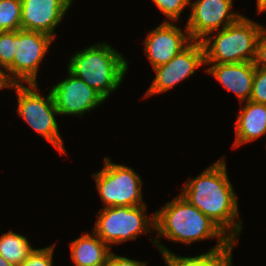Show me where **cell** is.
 <instances>
[{"label": "cell", "instance_id": "cell-1", "mask_svg": "<svg viewBox=\"0 0 266 266\" xmlns=\"http://www.w3.org/2000/svg\"><path fill=\"white\" fill-rule=\"evenodd\" d=\"M225 160V156L220 157L195 178H188L179 194L215 222L231 240L239 242L243 221Z\"/></svg>", "mask_w": 266, "mask_h": 266}, {"label": "cell", "instance_id": "cell-2", "mask_svg": "<svg viewBox=\"0 0 266 266\" xmlns=\"http://www.w3.org/2000/svg\"><path fill=\"white\" fill-rule=\"evenodd\" d=\"M154 213L157 236L150 239L160 253L171 251L160 243V237L188 246L212 238H217V247H235L238 243L180 194Z\"/></svg>", "mask_w": 266, "mask_h": 266}, {"label": "cell", "instance_id": "cell-3", "mask_svg": "<svg viewBox=\"0 0 266 266\" xmlns=\"http://www.w3.org/2000/svg\"><path fill=\"white\" fill-rule=\"evenodd\" d=\"M125 58L109 43L99 42L76 51L69 58L67 70L108 100L127 74L129 62Z\"/></svg>", "mask_w": 266, "mask_h": 266}, {"label": "cell", "instance_id": "cell-4", "mask_svg": "<svg viewBox=\"0 0 266 266\" xmlns=\"http://www.w3.org/2000/svg\"><path fill=\"white\" fill-rule=\"evenodd\" d=\"M262 24L243 15L235 23L207 35L201 43L205 63L254 62Z\"/></svg>", "mask_w": 266, "mask_h": 266}, {"label": "cell", "instance_id": "cell-5", "mask_svg": "<svg viewBox=\"0 0 266 266\" xmlns=\"http://www.w3.org/2000/svg\"><path fill=\"white\" fill-rule=\"evenodd\" d=\"M8 88H13V91L16 92L18 116L52 145L58 153L67 154L56 120V117L60 115L51 91L47 96L41 94L38 84H9Z\"/></svg>", "mask_w": 266, "mask_h": 266}, {"label": "cell", "instance_id": "cell-6", "mask_svg": "<svg viewBox=\"0 0 266 266\" xmlns=\"http://www.w3.org/2000/svg\"><path fill=\"white\" fill-rule=\"evenodd\" d=\"M147 207L146 204L101 208L92 231L110 248L136 240L138 235L155 231V213L148 216Z\"/></svg>", "mask_w": 266, "mask_h": 266}, {"label": "cell", "instance_id": "cell-7", "mask_svg": "<svg viewBox=\"0 0 266 266\" xmlns=\"http://www.w3.org/2000/svg\"><path fill=\"white\" fill-rule=\"evenodd\" d=\"M103 163L104 167L92 174L103 208L147 204L143 202V182L137 172L106 156Z\"/></svg>", "mask_w": 266, "mask_h": 266}, {"label": "cell", "instance_id": "cell-8", "mask_svg": "<svg viewBox=\"0 0 266 266\" xmlns=\"http://www.w3.org/2000/svg\"><path fill=\"white\" fill-rule=\"evenodd\" d=\"M54 38L42 32L14 31L16 51L13 63L3 72L9 84H38L39 65Z\"/></svg>", "mask_w": 266, "mask_h": 266}, {"label": "cell", "instance_id": "cell-9", "mask_svg": "<svg viewBox=\"0 0 266 266\" xmlns=\"http://www.w3.org/2000/svg\"><path fill=\"white\" fill-rule=\"evenodd\" d=\"M234 0H190L186 28L192 41H201L212 32L238 21L243 15L234 12Z\"/></svg>", "mask_w": 266, "mask_h": 266}, {"label": "cell", "instance_id": "cell-10", "mask_svg": "<svg viewBox=\"0 0 266 266\" xmlns=\"http://www.w3.org/2000/svg\"><path fill=\"white\" fill-rule=\"evenodd\" d=\"M204 64V48L201 41H192L168 63L153 69L155 77L142 98L171 90L189 76L195 75L196 70Z\"/></svg>", "mask_w": 266, "mask_h": 266}, {"label": "cell", "instance_id": "cell-11", "mask_svg": "<svg viewBox=\"0 0 266 266\" xmlns=\"http://www.w3.org/2000/svg\"><path fill=\"white\" fill-rule=\"evenodd\" d=\"M64 80L51 87L55 106L60 116H80L103 104L105 99L82 79L67 70Z\"/></svg>", "mask_w": 266, "mask_h": 266}, {"label": "cell", "instance_id": "cell-12", "mask_svg": "<svg viewBox=\"0 0 266 266\" xmlns=\"http://www.w3.org/2000/svg\"><path fill=\"white\" fill-rule=\"evenodd\" d=\"M173 23L163 21L143 40L145 56L152 69L168 63L192 42L186 26L184 32Z\"/></svg>", "mask_w": 266, "mask_h": 266}, {"label": "cell", "instance_id": "cell-13", "mask_svg": "<svg viewBox=\"0 0 266 266\" xmlns=\"http://www.w3.org/2000/svg\"><path fill=\"white\" fill-rule=\"evenodd\" d=\"M21 29L42 32L56 38L55 29L62 22L74 0H21Z\"/></svg>", "mask_w": 266, "mask_h": 266}, {"label": "cell", "instance_id": "cell-14", "mask_svg": "<svg viewBox=\"0 0 266 266\" xmlns=\"http://www.w3.org/2000/svg\"><path fill=\"white\" fill-rule=\"evenodd\" d=\"M205 65H210L205 71L223 85L226 91L233 92L238 102L250 100L255 74L254 62L205 63Z\"/></svg>", "mask_w": 266, "mask_h": 266}, {"label": "cell", "instance_id": "cell-15", "mask_svg": "<svg viewBox=\"0 0 266 266\" xmlns=\"http://www.w3.org/2000/svg\"><path fill=\"white\" fill-rule=\"evenodd\" d=\"M240 104L242 106L234 123L233 148L248 144L266 135V105L250 100Z\"/></svg>", "mask_w": 266, "mask_h": 266}, {"label": "cell", "instance_id": "cell-16", "mask_svg": "<svg viewBox=\"0 0 266 266\" xmlns=\"http://www.w3.org/2000/svg\"><path fill=\"white\" fill-rule=\"evenodd\" d=\"M111 248L92 230L85 231L70 243V258L74 266H106Z\"/></svg>", "mask_w": 266, "mask_h": 266}, {"label": "cell", "instance_id": "cell-17", "mask_svg": "<svg viewBox=\"0 0 266 266\" xmlns=\"http://www.w3.org/2000/svg\"><path fill=\"white\" fill-rule=\"evenodd\" d=\"M234 247H217L216 245L206 253L196 256L183 257L173 252H163L167 266H230L233 261Z\"/></svg>", "mask_w": 266, "mask_h": 266}, {"label": "cell", "instance_id": "cell-18", "mask_svg": "<svg viewBox=\"0 0 266 266\" xmlns=\"http://www.w3.org/2000/svg\"><path fill=\"white\" fill-rule=\"evenodd\" d=\"M27 236L15 233L13 230L0 236V255L9 263L17 266L24 262L33 252Z\"/></svg>", "mask_w": 266, "mask_h": 266}, {"label": "cell", "instance_id": "cell-19", "mask_svg": "<svg viewBox=\"0 0 266 266\" xmlns=\"http://www.w3.org/2000/svg\"><path fill=\"white\" fill-rule=\"evenodd\" d=\"M21 0H0V31L21 30Z\"/></svg>", "mask_w": 266, "mask_h": 266}, {"label": "cell", "instance_id": "cell-20", "mask_svg": "<svg viewBox=\"0 0 266 266\" xmlns=\"http://www.w3.org/2000/svg\"><path fill=\"white\" fill-rule=\"evenodd\" d=\"M158 10L165 15V21H179L182 12L189 7L190 0H152Z\"/></svg>", "mask_w": 266, "mask_h": 266}, {"label": "cell", "instance_id": "cell-21", "mask_svg": "<svg viewBox=\"0 0 266 266\" xmlns=\"http://www.w3.org/2000/svg\"><path fill=\"white\" fill-rule=\"evenodd\" d=\"M16 45L14 31H0V71L4 72L14 61Z\"/></svg>", "mask_w": 266, "mask_h": 266}, {"label": "cell", "instance_id": "cell-22", "mask_svg": "<svg viewBox=\"0 0 266 266\" xmlns=\"http://www.w3.org/2000/svg\"><path fill=\"white\" fill-rule=\"evenodd\" d=\"M56 244L35 248L29 257L17 266H53V252Z\"/></svg>", "mask_w": 266, "mask_h": 266}, {"label": "cell", "instance_id": "cell-23", "mask_svg": "<svg viewBox=\"0 0 266 266\" xmlns=\"http://www.w3.org/2000/svg\"><path fill=\"white\" fill-rule=\"evenodd\" d=\"M250 101L266 105V69L255 67Z\"/></svg>", "mask_w": 266, "mask_h": 266}, {"label": "cell", "instance_id": "cell-24", "mask_svg": "<svg viewBox=\"0 0 266 266\" xmlns=\"http://www.w3.org/2000/svg\"><path fill=\"white\" fill-rule=\"evenodd\" d=\"M254 65L255 67L266 69V31H262L257 40Z\"/></svg>", "mask_w": 266, "mask_h": 266}, {"label": "cell", "instance_id": "cell-25", "mask_svg": "<svg viewBox=\"0 0 266 266\" xmlns=\"http://www.w3.org/2000/svg\"><path fill=\"white\" fill-rule=\"evenodd\" d=\"M147 264L148 263L140 260H134L125 256H119V254H115L112 250L106 266H148Z\"/></svg>", "mask_w": 266, "mask_h": 266}, {"label": "cell", "instance_id": "cell-26", "mask_svg": "<svg viewBox=\"0 0 266 266\" xmlns=\"http://www.w3.org/2000/svg\"><path fill=\"white\" fill-rule=\"evenodd\" d=\"M9 83L6 81L4 77V73L0 71V90L8 89Z\"/></svg>", "mask_w": 266, "mask_h": 266}, {"label": "cell", "instance_id": "cell-27", "mask_svg": "<svg viewBox=\"0 0 266 266\" xmlns=\"http://www.w3.org/2000/svg\"><path fill=\"white\" fill-rule=\"evenodd\" d=\"M0 266H14L13 264L6 261L1 255H0Z\"/></svg>", "mask_w": 266, "mask_h": 266}, {"label": "cell", "instance_id": "cell-28", "mask_svg": "<svg viewBox=\"0 0 266 266\" xmlns=\"http://www.w3.org/2000/svg\"><path fill=\"white\" fill-rule=\"evenodd\" d=\"M265 11H266V3L257 12H258V14H260V13L262 14ZM262 30L266 31V27L264 25L262 26Z\"/></svg>", "mask_w": 266, "mask_h": 266}, {"label": "cell", "instance_id": "cell-29", "mask_svg": "<svg viewBox=\"0 0 266 266\" xmlns=\"http://www.w3.org/2000/svg\"><path fill=\"white\" fill-rule=\"evenodd\" d=\"M257 11L266 3V0H256Z\"/></svg>", "mask_w": 266, "mask_h": 266}]
</instances>
